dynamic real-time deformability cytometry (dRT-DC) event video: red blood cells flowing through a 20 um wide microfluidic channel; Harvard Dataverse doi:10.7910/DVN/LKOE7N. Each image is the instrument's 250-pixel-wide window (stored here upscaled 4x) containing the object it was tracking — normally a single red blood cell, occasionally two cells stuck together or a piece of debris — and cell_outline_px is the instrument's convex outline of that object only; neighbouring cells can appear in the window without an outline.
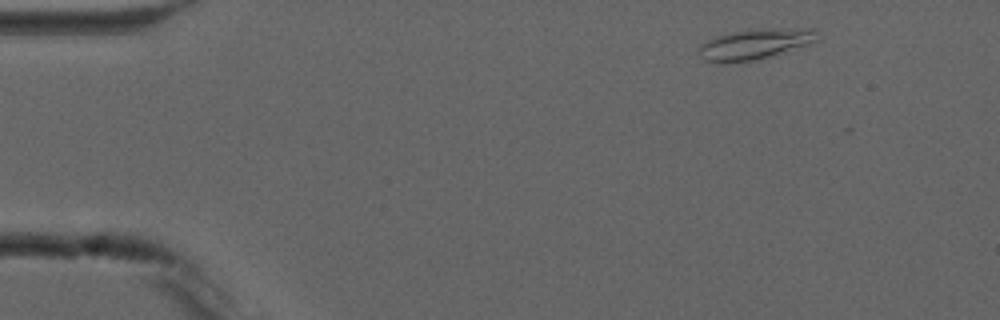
{"species": "common noctule bat (a hibernating species)", "species_latin": "Nyctalus noctula", "temperature_condition": "cold", "stored_images_in_passage": 4, "camera_frame_rate_fps": 3000, "um_per_image_px": 0.085, "animal": {"sex": "male", "forearm_length_mm": 52.5}, "frame": {"image": 1, "passage_image": 1, "time_ms": 0.0, "image_size_px": [1000, 320], "cell_outline_px": [[816, 40], [812, 44], [756, 60], [728, 64], [720, 64], [704, 60], [696, 52], [700, 44], [716, 36], [736, 32], [760, 28], [812, 28]], "centroid_in_image_um": [64.1, 3.78], "position_along_channel_um": 20.9, "area_um2": 21.27}}